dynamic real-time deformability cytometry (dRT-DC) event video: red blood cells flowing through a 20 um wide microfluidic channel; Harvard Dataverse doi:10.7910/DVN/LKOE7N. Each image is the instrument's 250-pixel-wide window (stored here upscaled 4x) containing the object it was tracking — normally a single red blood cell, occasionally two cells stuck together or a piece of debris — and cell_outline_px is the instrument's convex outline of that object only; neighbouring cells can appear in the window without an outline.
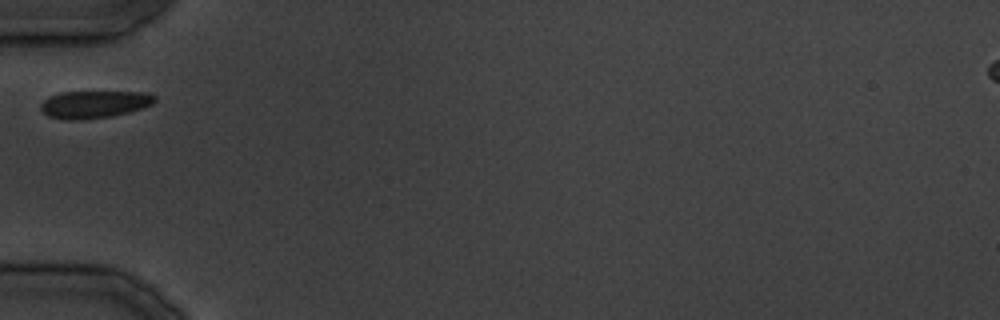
{"species": "common noctule bat (a hibernating species)", "species_latin": "Nyctalus noctula", "temperature_condition": "cold", "stored_images_in_passage": 20, "camera_frame_rate_fps": 3000, "um_per_image_px": 0.085, "animal": {"sex": "male", "body_mass_g": 19.5, "forearm_length_mm": 54.6}, "frame": {"image": 1, "passage_image": 1, "time_ms": 0.0, "image_size_px": [1000, 320], "cell_outline_px": [[156, 100], [152, 104], [128, 112], [108, 116], [76, 120], [68, 120], [48, 116], [40, 108], [40, 104], [48, 96], [60, 92], [144, 92], [156, 96]], "centroid_in_image_um": [7.97, 8.85], "position_along_channel_um": 77.0, "area_um2": 17.98}}
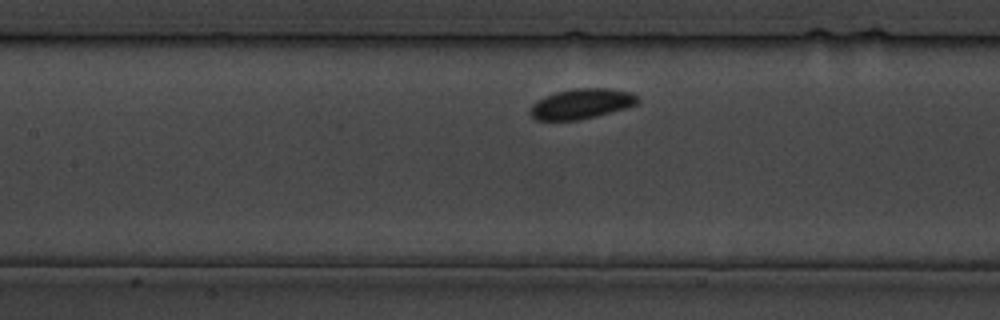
{"frame": {"image": 2, "passage_image": 6, "time_ms": 5.667, "image_size_px": [1000, 320], "cell_outline_px": [[640, 100], [636, 104], [628, 108], [596, 116], [576, 120], [536, 120], [532, 116], [532, 104], [544, 96], [556, 92], [576, 88], [608, 88], [632, 92]], "centroid_in_image_um": [49.47, 8.81], "position_along_channel_um": 157.9, "area_um2": 18.79}}
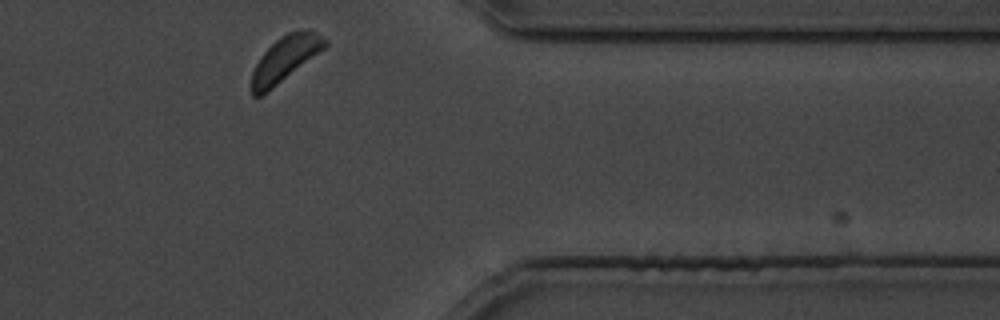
{"frame": {"image": 3, "passage_image": 19, "time_ms": 22.333, "image_size_px": [1000, 320], "cell_outline_px": [[328, 44], [324, 48], [272, 88], [260, 96], [252, 96], [252, 72], [260, 56], [280, 36], [288, 32], [300, 28], [312, 28], [328, 40]], "centroid_in_image_um": [24.27, 4.93], "position_along_channel_um": 387.1, "area_um2": 19.13}}